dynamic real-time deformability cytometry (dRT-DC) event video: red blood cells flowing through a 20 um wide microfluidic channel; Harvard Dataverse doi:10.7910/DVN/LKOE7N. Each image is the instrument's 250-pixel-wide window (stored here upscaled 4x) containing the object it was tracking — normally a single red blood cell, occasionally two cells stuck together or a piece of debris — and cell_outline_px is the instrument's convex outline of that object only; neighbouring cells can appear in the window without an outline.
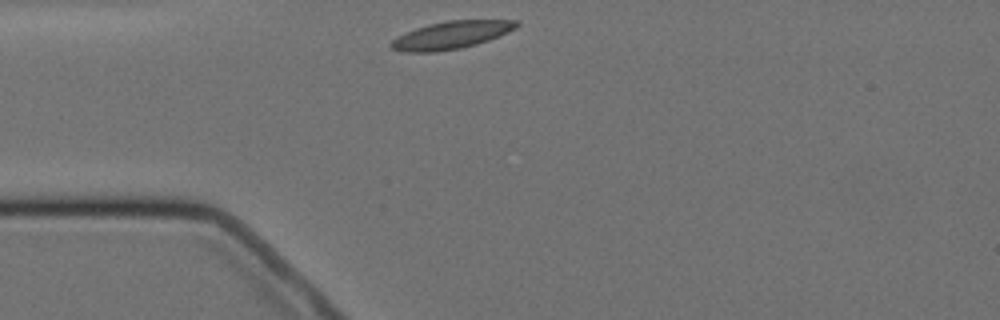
{"species": "Egyptian fruit bat (a non-hibernating species)", "species_latin": "Rousettus aegyptiacus", "temperature_condition": "cold", "stored_images_in_passage": 3, "camera_frame_rate_fps": 3000, "um_per_image_px": 0.085, "animal": {"sex": "female"}, "frame": {"image": 1, "passage_image": 1, "time_ms": 0.0, "image_size_px": [1000, 320], "cell_outline_px": [[520, 24], [516, 28], [508, 32], [488, 40], [476, 44], [460, 48], [436, 52], [404, 52], [392, 48], [388, 44], [396, 36], [416, 28], [428, 24], [448, 20], [520, 20]], "centroid_in_image_um": [38.34, 2.97], "position_along_channel_um": 46.7, "area_um2": 20.23}}
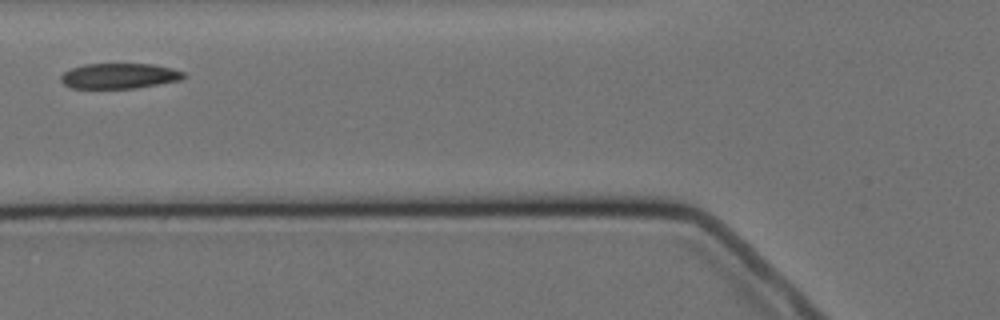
{"frame": {"image": 2, "passage_image": 3, "time_ms": 2.333, "image_size_px": [1000, 320], "cell_outline_px": [[188, 76], [184, 80], [136, 88], [72, 88], [64, 84], [60, 80], [60, 76], [64, 72], [72, 68], [84, 64], [152, 64], [172, 68], [184, 72]], "centroid_in_image_um": [10.2, 6.45], "position_along_channel_um": 115.6, "area_um2": 18.32}}